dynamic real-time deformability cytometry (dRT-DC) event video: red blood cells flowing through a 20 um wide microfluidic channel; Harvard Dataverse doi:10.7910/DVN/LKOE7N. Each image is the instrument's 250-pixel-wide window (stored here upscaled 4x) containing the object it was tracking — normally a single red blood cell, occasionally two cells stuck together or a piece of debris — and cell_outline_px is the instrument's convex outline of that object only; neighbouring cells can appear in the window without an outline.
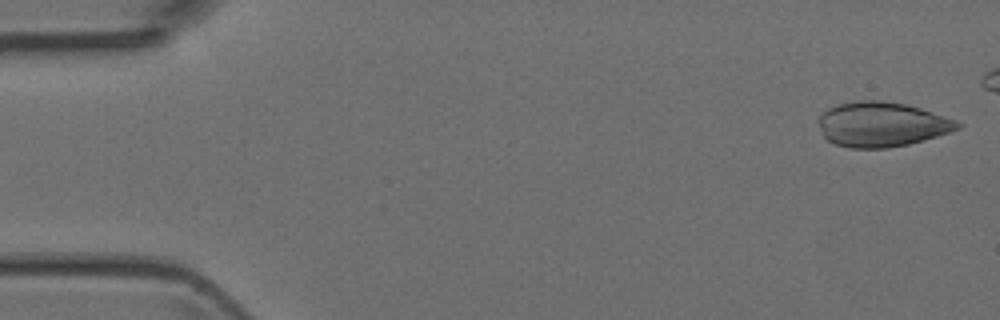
{"species": "Egyptian fruit bat (a non-hibernating species)", "species_latin": "Rousettus aegyptiacus", "temperature_condition": "room temperature", "stored_images_in_passage": 41, "camera_frame_rate_fps": 3000, "um_per_image_px": 0.085, "animal": {"sex": "female"}, "frame": {"image": 1, "passage_image": 1, "time_ms": 0.0, "image_size_px": [1000, 320], "cell_outline_px": [[964, 124], [960, 128], [924, 140], [908, 144], [888, 148], [852, 148], [836, 144], [828, 140], [824, 136], [816, 120], [828, 108], [840, 104], [856, 100], [880, 100], [904, 104], [920, 108], [956, 120]], "centroid_in_image_um": [74.94, 10.57], "position_along_channel_um": 10.1, "area_um2": 36.13}}
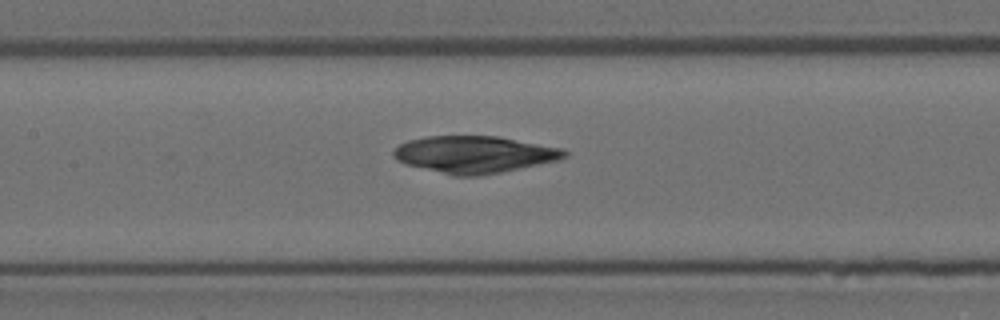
{"frame": {"image": 2, "passage_image": 21, "time_ms": 6.667, "image_size_px": [1000, 320], "cell_outline_px": [[568, 156], [556, 160], [500, 172], [476, 176], [456, 176], [404, 164], [396, 160], [392, 156], [392, 152], [400, 144], [408, 140], [428, 136], [496, 136], [564, 148], [568, 152]], "centroid_in_image_um": [40.29, 13.12], "position_along_channel_um": 167.1, "area_um2": 36.65}}
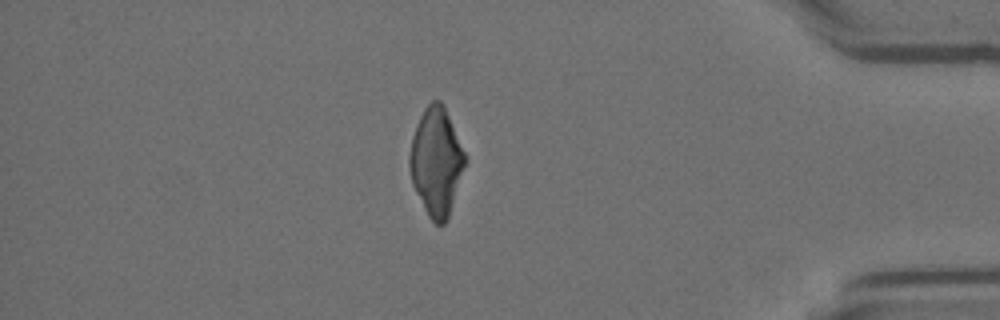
{"frame": {"image": 3, "passage_image": 40, "time_ms": 13.0, "image_size_px": [1000, 320], "cell_outline_px": [[468, 160], [448, 220], [444, 224], [436, 224], [428, 216], [412, 184], [408, 164], [408, 156], [412, 136], [416, 124], [424, 108], [432, 100], [440, 100], [444, 104], [468, 156]], "centroid_in_image_um": [37.11, 13.72], "position_along_channel_um": 398.1, "area_um2": 35.72}}